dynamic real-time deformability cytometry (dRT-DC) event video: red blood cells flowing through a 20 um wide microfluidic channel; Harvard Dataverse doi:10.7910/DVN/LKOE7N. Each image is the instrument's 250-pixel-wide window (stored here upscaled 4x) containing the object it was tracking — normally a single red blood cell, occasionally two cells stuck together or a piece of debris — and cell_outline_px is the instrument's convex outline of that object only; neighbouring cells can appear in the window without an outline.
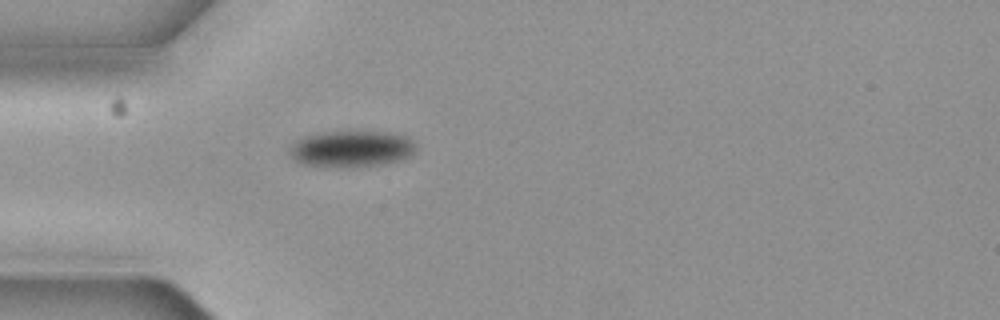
{"species": "common noctule bat (a hibernating species)", "species_latin": "Nyctalus noctula", "temperature_condition": "cold", "stored_images_in_passage": 6, "camera_frame_rate_fps": 3000, "um_per_image_px": 0.085, "animal": {"sex": "female", "body_mass_g": 19.3, "forearm_length_mm": 54.1}, "frame": {"image": 1, "passage_image": 6, "time_ms": 1.667, "image_size_px": [1000, 320], "cell_outline_px": [[416, 148], [408, 156], [400, 160], [384, 164], [352, 168], [320, 168], [300, 164], [292, 160], [288, 152], [288, 148], [296, 140], [304, 136], [324, 132], [392, 132], [408, 136], [412, 140]], "centroid_in_image_um": [29.79, 12.69], "position_along_channel_um": 55.2, "area_um2": 27.57}}